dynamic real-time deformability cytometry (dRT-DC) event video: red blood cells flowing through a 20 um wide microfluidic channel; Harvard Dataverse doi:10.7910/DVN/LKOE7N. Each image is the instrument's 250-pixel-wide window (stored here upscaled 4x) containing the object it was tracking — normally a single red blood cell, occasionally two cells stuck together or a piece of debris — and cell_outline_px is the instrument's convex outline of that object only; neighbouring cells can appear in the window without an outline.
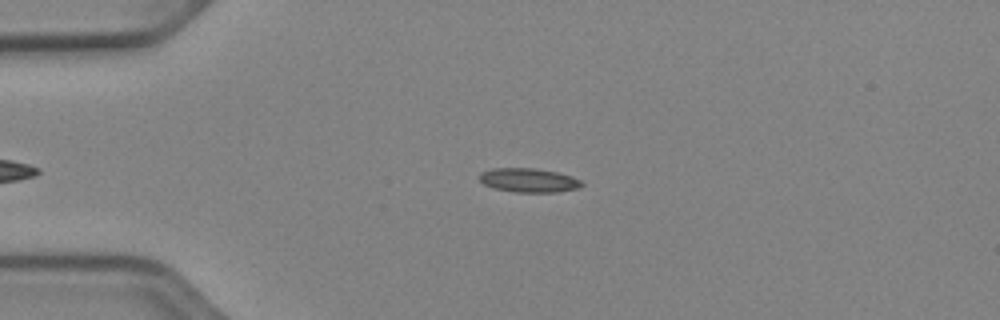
{"species": "Egyptian fruit bat (a non-hibernating species)", "species_latin": "Rousettus aegyptiacus", "temperature_condition": "cold", "stored_images_in_passage": 38, "camera_frame_rate_fps": 3000, "um_per_image_px": 0.085, "animal": {"sex": "female"}, "frame": {"image": 1, "passage_image": 4, "time_ms": 1.0, "image_size_px": [1000, 320], "cell_outline_px": [[584, 184], [580, 188], [556, 192], [516, 192], [492, 188], [484, 184], [480, 180], [480, 172], [492, 168], [536, 168], [556, 172], [572, 176], [580, 180]], "centroid_in_image_um": [44.94, 15.32], "position_along_channel_um": 40.1, "area_um2": 14.39}}
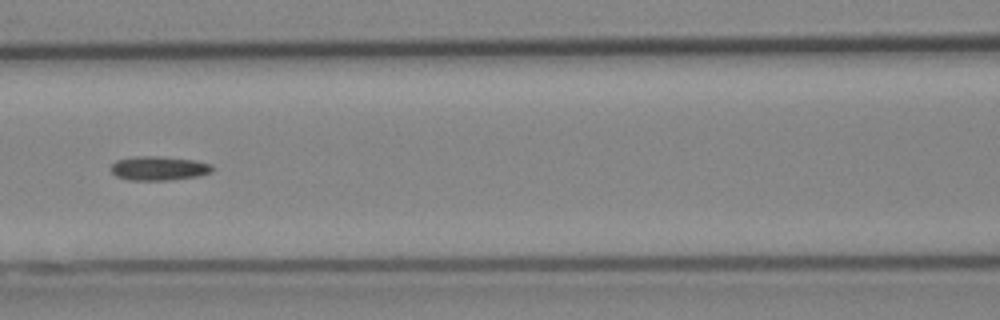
{"frame": {"image": 2, "passage_image": 15, "time_ms": 4.667, "image_size_px": [1000, 320], "cell_outline_px": [[216, 168], [212, 172], [200, 176], [168, 180], [128, 180], [116, 176], [108, 168], [116, 160], [136, 156], [156, 156], [196, 160], [212, 164]], "centroid_in_image_um": [13.52, 14.3], "position_along_channel_um": 153.1, "area_um2": 14.51}}
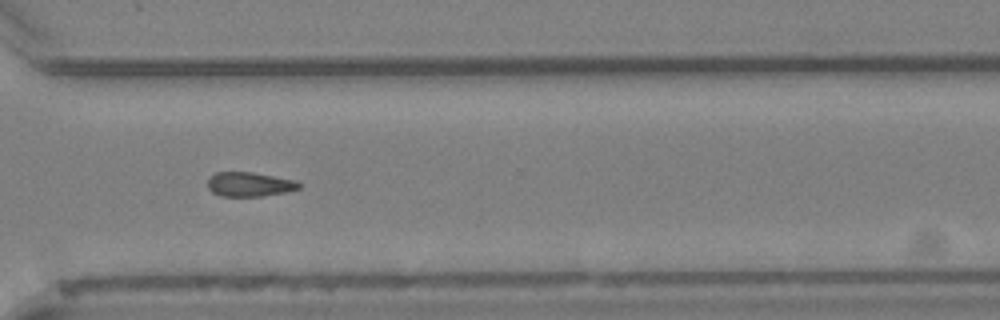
{"frame": {"image": 3, "passage_image": 30, "time_ms": 9.667, "image_size_px": [1000, 320], "cell_outline_px": [[300, 188], [284, 192], [260, 196], [220, 196], [212, 192], [208, 188], [208, 176], [216, 172], [252, 172], [296, 180], [300, 184]], "centroid_in_image_um": [21.16, 15.66], "position_along_channel_um": 349.4, "area_um2": 12.95}}